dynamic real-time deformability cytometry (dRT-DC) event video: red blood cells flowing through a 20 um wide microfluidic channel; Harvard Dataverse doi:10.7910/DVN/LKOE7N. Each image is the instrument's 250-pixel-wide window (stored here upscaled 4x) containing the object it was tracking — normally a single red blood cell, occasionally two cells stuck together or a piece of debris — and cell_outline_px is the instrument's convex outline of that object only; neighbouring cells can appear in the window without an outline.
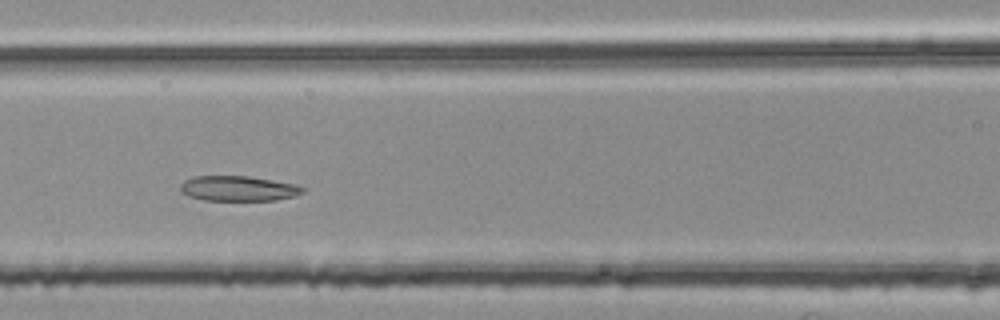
{"species": "common noctule bat (a hibernating species)", "species_latin": "Nyctalus noctula", "temperature_condition": "room temperature", "stored_images_in_passage": 45, "camera_frame_rate_fps": 3000, "um_per_image_px": 0.085, "animal": {"sex": "female", "body_mass_g": 25.1}, "frame": {"image": 1, "passage_image": 17, "time_ms": 5.333, "image_size_px": [1000, 320], "cell_outline_px": [[304, 192], [296, 196], [276, 200], [204, 200], [188, 196], [180, 192], [180, 184], [184, 180], [192, 176], [248, 176], [296, 184], [304, 188]], "centroid_in_image_um": [20.23, 16.02], "position_along_channel_um": 146.4, "area_um2": 18.03}}
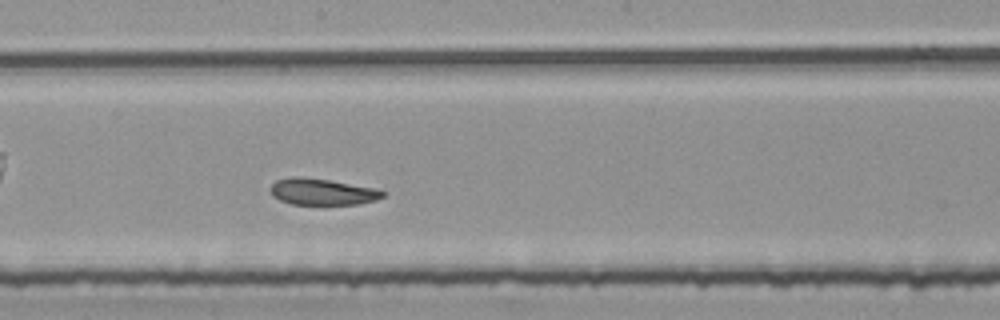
{"frame": {"image": 2, "passage_image": 23, "time_ms": 7.333, "image_size_px": [1000, 320], "cell_outline_px": [[384, 196], [376, 200], [356, 204], [292, 204], [280, 200], [272, 196], [268, 188], [276, 180], [292, 176], [300, 176], [328, 180], [376, 188], [384, 192]], "centroid_in_image_um": [27.34, 16.29], "position_along_channel_um": 220.9, "area_um2": 17.28}}
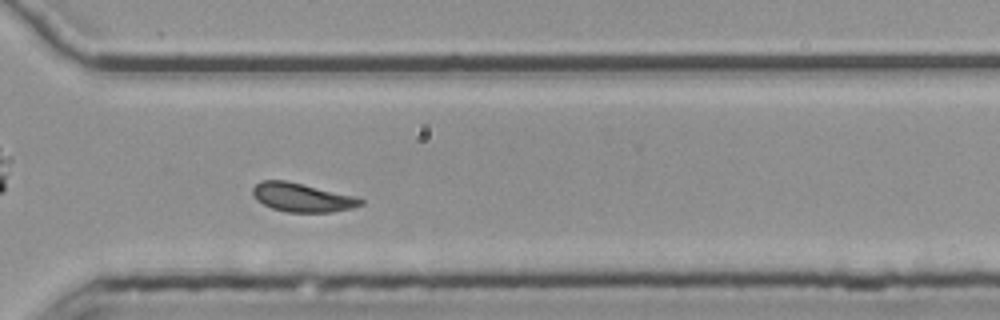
{"frame": {"image": 3, "passage_image": 33, "time_ms": 10.667, "image_size_px": [1000, 320], "cell_outline_px": [[364, 204], [352, 208], [332, 212], [288, 212], [272, 208], [256, 200], [252, 192], [252, 188], [260, 180], [284, 180], [356, 196], [364, 200]], "centroid_in_image_um": [25.69, 16.78], "position_along_channel_um": 344.9, "area_um2": 18.03}, "authors_computed_cell_mechanics": {"area_um2": 18.4382, "velocity_mm_per_s": 3.7281, "shape_relaxation_time_tau1_ms": 10.0983, "shape_relaxation_time_tau2_ms": 2.5369, "deformation_change_tau1": 0.1546, "deformation_change_tau2": 0.0893}}